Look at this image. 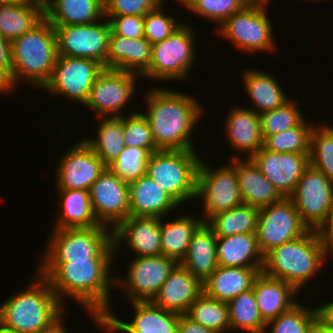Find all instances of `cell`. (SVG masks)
Instances as JSON below:
<instances>
[{"mask_svg":"<svg viewBox=\"0 0 333 333\" xmlns=\"http://www.w3.org/2000/svg\"><path fill=\"white\" fill-rule=\"evenodd\" d=\"M260 208L241 204L220 212L207 220L216 237H228L243 233H256Z\"/></svg>","mask_w":333,"mask_h":333,"instance_id":"36","label":"cell"},{"mask_svg":"<svg viewBox=\"0 0 333 333\" xmlns=\"http://www.w3.org/2000/svg\"><path fill=\"white\" fill-rule=\"evenodd\" d=\"M197 197L203 199V222L243 204L235 169L226 164L216 170L201 159L197 173Z\"/></svg>","mask_w":333,"mask_h":333,"instance_id":"11","label":"cell"},{"mask_svg":"<svg viewBox=\"0 0 333 333\" xmlns=\"http://www.w3.org/2000/svg\"><path fill=\"white\" fill-rule=\"evenodd\" d=\"M104 69L93 59L58 55L51 77L43 88L75 99L84 106L92 85Z\"/></svg>","mask_w":333,"mask_h":333,"instance_id":"12","label":"cell"},{"mask_svg":"<svg viewBox=\"0 0 333 333\" xmlns=\"http://www.w3.org/2000/svg\"><path fill=\"white\" fill-rule=\"evenodd\" d=\"M62 197V213L53 230L62 228H90L103 226L96 220L90 202L89 191L58 190Z\"/></svg>","mask_w":333,"mask_h":333,"instance_id":"34","label":"cell"},{"mask_svg":"<svg viewBox=\"0 0 333 333\" xmlns=\"http://www.w3.org/2000/svg\"><path fill=\"white\" fill-rule=\"evenodd\" d=\"M308 333H326V323L318 316L311 323Z\"/></svg>","mask_w":333,"mask_h":333,"instance_id":"54","label":"cell"},{"mask_svg":"<svg viewBox=\"0 0 333 333\" xmlns=\"http://www.w3.org/2000/svg\"><path fill=\"white\" fill-rule=\"evenodd\" d=\"M326 333H333V328L329 327L327 324H326Z\"/></svg>","mask_w":333,"mask_h":333,"instance_id":"59","label":"cell"},{"mask_svg":"<svg viewBox=\"0 0 333 333\" xmlns=\"http://www.w3.org/2000/svg\"><path fill=\"white\" fill-rule=\"evenodd\" d=\"M178 262L164 255L135 257L130 262L127 276L115 277V285L124 287L132 302L152 301ZM123 278V279H122Z\"/></svg>","mask_w":333,"mask_h":333,"instance_id":"15","label":"cell"},{"mask_svg":"<svg viewBox=\"0 0 333 333\" xmlns=\"http://www.w3.org/2000/svg\"><path fill=\"white\" fill-rule=\"evenodd\" d=\"M59 164L55 171L58 190L89 191L107 167L84 140L68 149L63 157H60Z\"/></svg>","mask_w":333,"mask_h":333,"instance_id":"18","label":"cell"},{"mask_svg":"<svg viewBox=\"0 0 333 333\" xmlns=\"http://www.w3.org/2000/svg\"><path fill=\"white\" fill-rule=\"evenodd\" d=\"M163 5L164 2L144 16V37L151 44L163 41L183 25L164 15Z\"/></svg>","mask_w":333,"mask_h":333,"instance_id":"47","label":"cell"},{"mask_svg":"<svg viewBox=\"0 0 333 333\" xmlns=\"http://www.w3.org/2000/svg\"><path fill=\"white\" fill-rule=\"evenodd\" d=\"M162 1H163V0H162ZM184 1H185V0H179L178 2H179V3H183Z\"/></svg>","mask_w":333,"mask_h":333,"instance_id":"61","label":"cell"},{"mask_svg":"<svg viewBox=\"0 0 333 333\" xmlns=\"http://www.w3.org/2000/svg\"><path fill=\"white\" fill-rule=\"evenodd\" d=\"M135 315L131 323L116 318L109 311L96 325L109 333H177L180 314L156 306L151 301L131 302Z\"/></svg>","mask_w":333,"mask_h":333,"instance_id":"20","label":"cell"},{"mask_svg":"<svg viewBox=\"0 0 333 333\" xmlns=\"http://www.w3.org/2000/svg\"><path fill=\"white\" fill-rule=\"evenodd\" d=\"M266 6L249 3L219 26L218 33L246 52L276 49Z\"/></svg>","mask_w":333,"mask_h":333,"instance_id":"9","label":"cell"},{"mask_svg":"<svg viewBox=\"0 0 333 333\" xmlns=\"http://www.w3.org/2000/svg\"><path fill=\"white\" fill-rule=\"evenodd\" d=\"M109 228L111 227L97 226L52 230L40 262L112 261L116 250L111 234L113 230L109 233Z\"/></svg>","mask_w":333,"mask_h":333,"instance_id":"6","label":"cell"},{"mask_svg":"<svg viewBox=\"0 0 333 333\" xmlns=\"http://www.w3.org/2000/svg\"><path fill=\"white\" fill-rule=\"evenodd\" d=\"M0 333H15V332H12V331H8L2 327H0Z\"/></svg>","mask_w":333,"mask_h":333,"instance_id":"58","label":"cell"},{"mask_svg":"<svg viewBox=\"0 0 333 333\" xmlns=\"http://www.w3.org/2000/svg\"><path fill=\"white\" fill-rule=\"evenodd\" d=\"M249 3H262V4H269L267 3L269 0H247Z\"/></svg>","mask_w":333,"mask_h":333,"instance_id":"55","label":"cell"},{"mask_svg":"<svg viewBox=\"0 0 333 333\" xmlns=\"http://www.w3.org/2000/svg\"><path fill=\"white\" fill-rule=\"evenodd\" d=\"M250 159L284 198L293 193L304 170L310 165L309 153H278L264 146Z\"/></svg>","mask_w":333,"mask_h":333,"instance_id":"19","label":"cell"},{"mask_svg":"<svg viewBox=\"0 0 333 333\" xmlns=\"http://www.w3.org/2000/svg\"><path fill=\"white\" fill-rule=\"evenodd\" d=\"M151 59L152 44L145 37L131 39L110 33L106 69L142 76L149 69Z\"/></svg>","mask_w":333,"mask_h":333,"instance_id":"24","label":"cell"},{"mask_svg":"<svg viewBox=\"0 0 333 333\" xmlns=\"http://www.w3.org/2000/svg\"><path fill=\"white\" fill-rule=\"evenodd\" d=\"M246 158L245 161H242L236 156L230 162L238 178L243 203L262 208L281 201L284 197L261 173L253 161Z\"/></svg>","mask_w":333,"mask_h":333,"instance_id":"26","label":"cell"},{"mask_svg":"<svg viewBox=\"0 0 333 333\" xmlns=\"http://www.w3.org/2000/svg\"><path fill=\"white\" fill-rule=\"evenodd\" d=\"M150 129L159 150H195L191 143L194 126L204 114L190 95L170 89H151L146 95Z\"/></svg>","mask_w":333,"mask_h":333,"instance_id":"2","label":"cell"},{"mask_svg":"<svg viewBox=\"0 0 333 333\" xmlns=\"http://www.w3.org/2000/svg\"><path fill=\"white\" fill-rule=\"evenodd\" d=\"M150 155L151 152L146 148L125 146L107 167L129 184L146 174Z\"/></svg>","mask_w":333,"mask_h":333,"instance_id":"42","label":"cell"},{"mask_svg":"<svg viewBox=\"0 0 333 333\" xmlns=\"http://www.w3.org/2000/svg\"><path fill=\"white\" fill-rule=\"evenodd\" d=\"M318 316L331 328H333V302H328L317 307Z\"/></svg>","mask_w":333,"mask_h":333,"instance_id":"53","label":"cell"},{"mask_svg":"<svg viewBox=\"0 0 333 333\" xmlns=\"http://www.w3.org/2000/svg\"><path fill=\"white\" fill-rule=\"evenodd\" d=\"M217 237L212 228L203 222L194 232L186 256L180 264L193 276L204 282L218 267Z\"/></svg>","mask_w":333,"mask_h":333,"instance_id":"30","label":"cell"},{"mask_svg":"<svg viewBox=\"0 0 333 333\" xmlns=\"http://www.w3.org/2000/svg\"><path fill=\"white\" fill-rule=\"evenodd\" d=\"M136 77L141 76L133 72L105 68L92 85L84 106L92 109L101 118L122 117L123 113L120 111L135 93Z\"/></svg>","mask_w":333,"mask_h":333,"instance_id":"16","label":"cell"},{"mask_svg":"<svg viewBox=\"0 0 333 333\" xmlns=\"http://www.w3.org/2000/svg\"><path fill=\"white\" fill-rule=\"evenodd\" d=\"M186 315L208 329L218 333L231 331L227 303L209 297L204 292L191 304Z\"/></svg>","mask_w":333,"mask_h":333,"instance_id":"39","label":"cell"},{"mask_svg":"<svg viewBox=\"0 0 333 333\" xmlns=\"http://www.w3.org/2000/svg\"><path fill=\"white\" fill-rule=\"evenodd\" d=\"M226 117L227 139L232 148L245 151L250 158L264 146L259 114L239 106L230 110Z\"/></svg>","mask_w":333,"mask_h":333,"instance_id":"29","label":"cell"},{"mask_svg":"<svg viewBox=\"0 0 333 333\" xmlns=\"http://www.w3.org/2000/svg\"><path fill=\"white\" fill-rule=\"evenodd\" d=\"M101 20L91 24L53 26L58 55L93 59L106 68L111 27L108 18L105 22Z\"/></svg>","mask_w":333,"mask_h":333,"instance_id":"13","label":"cell"},{"mask_svg":"<svg viewBox=\"0 0 333 333\" xmlns=\"http://www.w3.org/2000/svg\"><path fill=\"white\" fill-rule=\"evenodd\" d=\"M202 293L203 282L178 263L151 302L165 310L186 314Z\"/></svg>","mask_w":333,"mask_h":333,"instance_id":"22","label":"cell"},{"mask_svg":"<svg viewBox=\"0 0 333 333\" xmlns=\"http://www.w3.org/2000/svg\"><path fill=\"white\" fill-rule=\"evenodd\" d=\"M309 162L333 181V127L313 126L310 133Z\"/></svg>","mask_w":333,"mask_h":333,"instance_id":"40","label":"cell"},{"mask_svg":"<svg viewBox=\"0 0 333 333\" xmlns=\"http://www.w3.org/2000/svg\"><path fill=\"white\" fill-rule=\"evenodd\" d=\"M124 140L127 147L146 148L151 153L159 151L148 119L138 111L130 113V116H124Z\"/></svg>","mask_w":333,"mask_h":333,"instance_id":"46","label":"cell"},{"mask_svg":"<svg viewBox=\"0 0 333 333\" xmlns=\"http://www.w3.org/2000/svg\"><path fill=\"white\" fill-rule=\"evenodd\" d=\"M231 330L243 329L249 333H266V322L260 315L253 288L239 294L227 303Z\"/></svg>","mask_w":333,"mask_h":333,"instance_id":"38","label":"cell"},{"mask_svg":"<svg viewBox=\"0 0 333 333\" xmlns=\"http://www.w3.org/2000/svg\"><path fill=\"white\" fill-rule=\"evenodd\" d=\"M89 195L94 216L100 225L113 226L114 230L129 217L128 183L108 167L91 185Z\"/></svg>","mask_w":333,"mask_h":333,"instance_id":"17","label":"cell"},{"mask_svg":"<svg viewBox=\"0 0 333 333\" xmlns=\"http://www.w3.org/2000/svg\"><path fill=\"white\" fill-rule=\"evenodd\" d=\"M318 317L315 309L303 307L299 302L288 311L266 323L270 333H308L311 323Z\"/></svg>","mask_w":333,"mask_h":333,"instance_id":"44","label":"cell"},{"mask_svg":"<svg viewBox=\"0 0 333 333\" xmlns=\"http://www.w3.org/2000/svg\"><path fill=\"white\" fill-rule=\"evenodd\" d=\"M297 105L294 99H290L284 105L259 115L264 140L275 133L297 127L305 120Z\"/></svg>","mask_w":333,"mask_h":333,"instance_id":"43","label":"cell"},{"mask_svg":"<svg viewBox=\"0 0 333 333\" xmlns=\"http://www.w3.org/2000/svg\"><path fill=\"white\" fill-rule=\"evenodd\" d=\"M65 328H66V327H65L64 324H63V326H62L61 328H59L55 333H68L67 330H66Z\"/></svg>","mask_w":333,"mask_h":333,"instance_id":"56","label":"cell"},{"mask_svg":"<svg viewBox=\"0 0 333 333\" xmlns=\"http://www.w3.org/2000/svg\"><path fill=\"white\" fill-rule=\"evenodd\" d=\"M307 230L289 198L260 208L256 237L263 256L272 248L302 236Z\"/></svg>","mask_w":333,"mask_h":333,"instance_id":"14","label":"cell"},{"mask_svg":"<svg viewBox=\"0 0 333 333\" xmlns=\"http://www.w3.org/2000/svg\"><path fill=\"white\" fill-rule=\"evenodd\" d=\"M183 6L190 12L213 20L221 26L231 15L249 4L247 0H185Z\"/></svg>","mask_w":333,"mask_h":333,"instance_id":"45","label":"cell"},{"mask_svg":"<svg viewBox=\"0 0 333 333\" xmlns=\"http://www.w3.org/2000/svg\"><path fill=\"white\" fill-rule=\"evenodd\" d=\"M39 273L50 284L63 304V296L72 297L98 323L109 311V289L115 285L110 276L111 261H72L71 263H41ZM110 276V277H109Z\"/></svg>","mask_w":333,"mask_h":333,"instance_id":"1","label":"cell"},{"mask_svg":"<svg viewBox=\"0 0 333 333\" xmlns=\"http://www.w3.org/2000/svg\"><path fill=\"white\" fill-rule=\"evenodd\" d=\"M97 130L95 139L86 138L84 141L94 150L102 162L108 166L125 147L124 116L105 117L98 125Z\"/></svg>","mask_w":333,"mask_h":333,"instance_id":"37","label":"cell"},{"mask_svg":"<svg viewBox=\"0 0 333 333\" xmlns=\"http://www.w3.org/2000/svg\"><path fill=\"white\" fill-rule=\"evenodd\" d=\"M243 81L244 88L258 111L255 108L251 109L259 115L284 105L290 99L284 94L274 76L267 72L248 69L244 71Z\"/></svg>","mask_w":333,"mask_h":333,"instance_id":"33","label":"cell"},{"mask_svg":"<svg viewBox=\"0 0 333 333\" xmlns=\"http://www.w3.org/2000/svg\"><path fill=\"white\" fill-rule=\"evenodd\" d=\"M10 50V91L20 78L43 88L51 77L58 56L54 27L44 18L31 31L12 40Z\"/></svg>","mask_w":333,"mask_h":333,"instance_id":"4","label":"cell"},{"mask_svg":"<svg viewBox=\"0 0 333 333\" xmlns=\"http://www.w3.org/2000/svg\"><path fill=\"white\" fill-rule=\"evenodd\" d=\"M44 16L52 26L91 24L104 17L102 0H43Z\"/></svg>","mask_w":333,"mask_h":333,"instance_id":"28","label":"cell"},{"mask_svg":"<svg viewBox=\"0 0 333 333\" xmlns=\"http://www.w3.org/2000/svg\"><path fill=\"white\" fill-rule=\"evenodd\" d=\"M195 150H159L151 153L146 174L179 205L197 195L201 158Z\"/></svg>","mask_w":333,"mask_h":333,"instance_id":"7","label":"cell"},{"mask_svg":"<svg viewBox=\"0 0 333 333\" xmlns=\"http://www.w3.org/2000/svg\"><path fill=\"white\" fill-rule=\"evenodd\" d=\"M115 250L121 242H127L128 247L137 257L159 256L161 250V218L129 216L113 230Z\"/></svg>","mask_w":333,"mask_h":333,"instance_id":"21","label":"cell"},{"mask_svg":"<svg viewBox=\"0 0 333 333\" xmlns=\"http://www.w3.org/2000/svg\"><path fill=\"white\" fill-rule=\"evenodd\" d=\"M195 36L186 23L163 41L152 44L149 69L141 76L157 81L185 79L196 58ZM190 68V69H189ZM188 73V74H187ZM159 79V80H158Z\"/></svg>","mask_w":333,"mask_h":333,"instance_id":"8","label":"cell"},{"mask_svg":"<svg viewBox=\"0 0 333 333\" xmlns=\"http://www.w3.org/2000/svg\"><path fill=\"white\" fill-rule=\"evenodd\" d=\"M218 266L262 268L264 256L260 252L256 233L217 237Z\"/></svg>","mask_w":333,"mask_h":333,"instance_id":"32","label":"cell"},{"mask_svg":"<svg viewBox=\"0 0 333 333\" xmlns=\"http://www.w3.org/2000/svg\"><path fill=\"white\" fill-rule=\"evenodd\" d=\"M26 290L0 306V327L15 333H55L63 325L64 304L39 273ZM32 284V285H31Z\"/></svg>","mask_w":333,"mask_h":333,"instance_id":"3","label":"cell"},{"mask_svg":"<svg viewBox=\"0 0 333 333\" xmlns=\"http://www.w3.org/2000/svg\"><path fill=\"white\" fill-rule=\"evenodd\" d=\"M0 92H2V93L6 92L5 89H4V87L1 84H0Z\"/></svg>","mask_w":333,"mask_h":333,"instance_id":"60","label":"cell"},{"mask_svg":"<svg viewBox=\"0 0 333 333\" xmlns=\"http://www.w3.org/2000/svg\"><path fill=\"white\" fill-rule=\"evenodd\" d=\"M309 230H316L327 220L333 203V181L309 165L293 193L288 197Z\"/></svg>","mask_w":333,"mask_h":333,"instance_id":"10","label":"cell"},{"mask_svg":"<svg viewBox=\"0 0 333 333\" xmlns=\"http://www.w3.org/2000/svg\"><path fill=\"white\" fill-rule=\"evenodd\" d=\"M313 125L305 120L297 127L270 135L264 140V147L278 153H309Z\"/></svg>","mask_w":333,"mask_h":333,"instance_id":"41","label":"cell"},{"mask_svg":"<svg viewBox=\"0 0 333 333\" xmlns=\"http://www.w3.org/2000/svg\"><path fill=\"white\" fill-rule=\"evenodd\" d=\"M105 17H109L113 34L131 39L144 37V16L119 15Z\"/></svg>","mask_w":333,"mask_h":333,"instance_id":"49","label":"cell"},{"mask_svg":"<svg viewBox=\"0 0 333 333\" xmlns=\"http://www.w3.org/2000/svg\"><path fill=\"white\" fill-rule=\"evenodd\" d=\"M261 271L262 268L218 266L203 282V292L228 303L239 294L252 289L253 282Z\"/></svg>","mask_w":333,"mask_h":333,"instance_id":"27","label":"cell"},{"mask_svg":"<svg viewBox=\"0 0 333 333\" xmlns=\"http://www.w3.org/2000/svg\"><path fill=\"white\" fill-rule=\"evenodd\" d=\"M11 50L10 42L0 35V84L10 91Z\"/></svg>","mask_w":333,"mask_h":333,"instance_id":"50","label":"cell"},{"mask_svg":"<svg viewBox=\"0 0 333 333\" xmlns=\"http://www.w3.org/2000/svg\"><path fill=\"white\" fill-rule=\"evenodd\" d=\"M252 288L260 315L266 323L298 303L293 298L299 293L294 286L262 271L255 278Z\"/></svg>","mask_w":333,"mask_h":333,"instance_id":"25","label":"cell"},{"mask_svg":"<svg viewBox=\"0 0 333 333\" xmlns=\"http://www.w3.org/2000/svg\"><path fill=\"white\" fill-rule=\"evenodd\" d=\"M129 216L162 218L180 206L147 174L128 184Z\"/></svg>","mask_w":333,"mask_h":333,"instance_id":"23","label":"cell"},{"mask_svg":"<svg viewBox=\"0 0 333 333\" xmlns=\"http://www.w3.org/2000/svg\"><path fill=\"white\" fill-rule=\"evenodd\" d=\"M20 0H0V4H6V3H13V2H17Z\"/></svg>","mask_w":333,"mask_h":333,"instance_id":"57","label":"cell"},{"mask_svg":"<svg viewBox=\"0 0 333 333\" xmlns=\"http://www.w3.org/2000/svg\"><path fill=\"white\" fill-rule=\"evenodd\" d=\"M195 216H180L169 223L161 218L162 255L175 259L178 263L186 256L194 232L203 223Z\"/></svg>","mask_w":333,"mask_h":333,"instance_id":"35","label":"cell"},{"mask_svg":"<svg viewBox=\"0 0 333 333\" xmlns=\"http://www.w3.org/2000/svg\"><path fill=\"white\" fill-rule=\"evenodd\" d=\"M328 255L318 231L308 229L302 236L267 252L262 272L300 291L308 279L321 269Z\"/></svg>","mask_w":333,"mask_h":333,"instance_id":"5","label":"cell"},{"mask_svg":"<svg viewBox=\"0 0 333 333\" xmlns=\"http://www.w3.org/2000/svg\"><path fill=\"white\" fill-rule=\"evenodd\" d=\"M163 2L162 0H107L104 3V16H145Z\"/></svg>","mask_w":333,"mask_h":333,"instance_id":"48","label":"cell"},{"mask_svg":"<svg viewBox=\"0 0 333 333\" xmlns=\"http://www.w3.org/2000/svg\"><path fill=\"white\" fill-rule=\"evenodd\" d=\"M177 333H218L214 330L208 329L203 325L194 322L186 314H180L178 321Z\"/></svg>","mask_w":333,"mask_h":333,"instance_id":"52","label":"cell"},{"mask_svg":"<svg viewBox=\"0 0 333 333\" xmlns=\"http://www.w3.org/2000/svg\"><path fill=\"white\" fill-rule=\"evenodd\" d=\"M44 18L43 0L0 4V35L11 42L31 31Z\"/></svg>","mask_w":333,"mask_h":333,"instance_id":"31","label":"cell"},{"mask_svg":"<svg viewBox=\"0 0 333 333\" xmlns=\"http://www.w3.org/2000/svg\"><path fill=\"white\" fill-rule=\"evenodd\" d=\"M318 234L320 236L323 246L327 252L333 255V203L331 205L327 220L318 229Z\"/></svg>","mask_w":333,"mask_h":333,"instance_id":"51","label":"cell"}]
</instances>
